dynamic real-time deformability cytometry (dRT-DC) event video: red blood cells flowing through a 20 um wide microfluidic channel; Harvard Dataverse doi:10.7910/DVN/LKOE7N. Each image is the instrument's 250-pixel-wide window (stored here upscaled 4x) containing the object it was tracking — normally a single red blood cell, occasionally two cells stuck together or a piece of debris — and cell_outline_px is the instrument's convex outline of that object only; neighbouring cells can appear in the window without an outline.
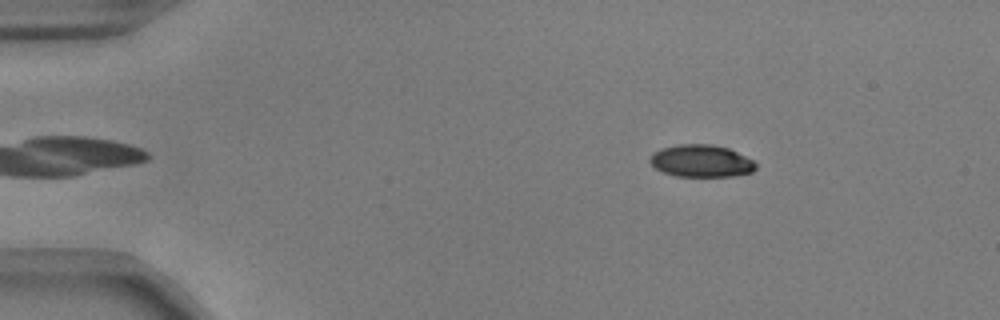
{"species": "common noctule bat (a hibernating species)", "species_latin": "Nyctalus noctula", "temperature_condition": "warm", "stored_images_in_passage": 49, "camera_frame_rate_fps": 3000, "um_per_image_px": 0.085, "animal": {"sex": "male", "body_mass_g": 17.9, "forearm_length_mm": 54.2}, "frame": {"image": 1, "passage_image": 3, "time_ms": 0.667, "image_size_px": [1000, 320], "cell_outline_px": [[756, 168], [752, 172], [736, 176], [676, 176], [664, 172], [656, 168], [648, 160], [652, 152], [660, 148], [680, 144], [712, 144], [728, 148], [752, 160], [756, 164]], "centroid_in_image_um": [59.58, 13.68], "position_along_channel_um": 25.4, "area_um2": 19.88}}
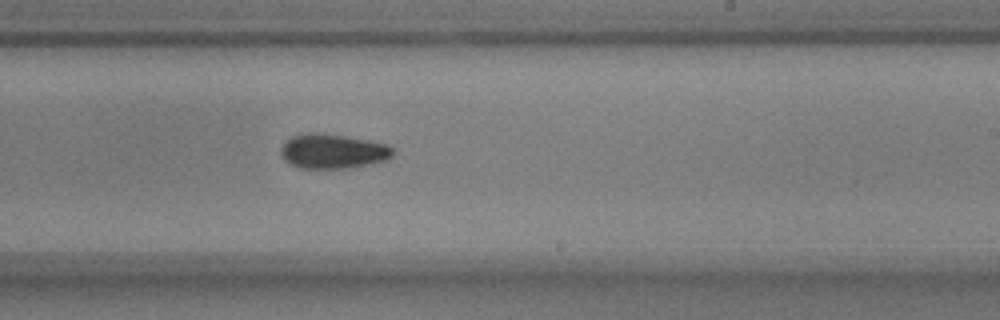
{"frame": {"image": 2, "passage_image": 28, "time_ms": 9.0, "image_size_px": [1000, 320], "cell_outline_px": [[392, 156], [388, 160], [372, 164], [348, 168], [300, 168], [288, 164], [280, 156], [280, 148], [292, 136], [308, 132], [316, 132], [348, 136], [388, 144], [392, 148]], "centroid_in_image_um": [28.28, 12.86], "position_along_channel_um": 260.7, "area_um2": 22.89}}
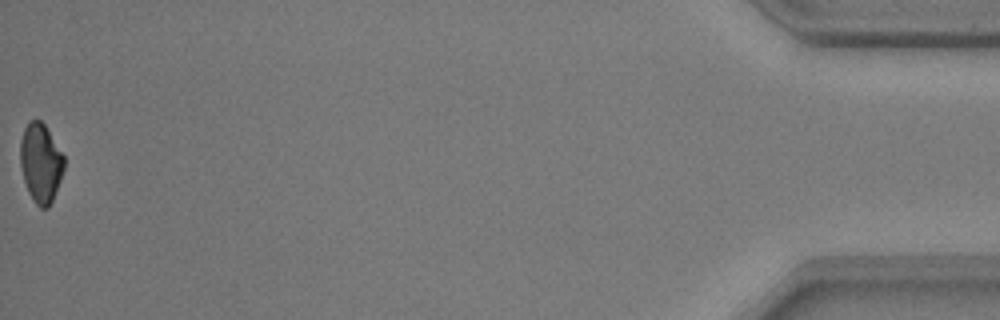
{"frame": {"image": 3, "passage_image": 49, "time_ms": 16.0, "image_size_px": [1000, 320], "cell_outline_px": [[64, 168], [60, 180], [52, 200], [48, 208], [40, 208], [32, 200], [28, 192], [24, 180], [20, 164], [20, 140], [24, 128], [28, 120], [40, 120], [44, 124], [64, 156]], "centroid_in_image_um": [3.44, 13.84], "position_along_channel_um": 431.8, "area_um2": 20.11}, "authors_computed_cell_mechanics": {"area_um2": 21.5594, "velocity_mm_per_s": 3.7448, "shape_relaxation_time_tau1_ms": 3.4718, "shape_relaxation_time_tau2_ms": 2.6674, "deformation_change_tau1": 0.105, "deformation_change_tau2": 0.0672}}